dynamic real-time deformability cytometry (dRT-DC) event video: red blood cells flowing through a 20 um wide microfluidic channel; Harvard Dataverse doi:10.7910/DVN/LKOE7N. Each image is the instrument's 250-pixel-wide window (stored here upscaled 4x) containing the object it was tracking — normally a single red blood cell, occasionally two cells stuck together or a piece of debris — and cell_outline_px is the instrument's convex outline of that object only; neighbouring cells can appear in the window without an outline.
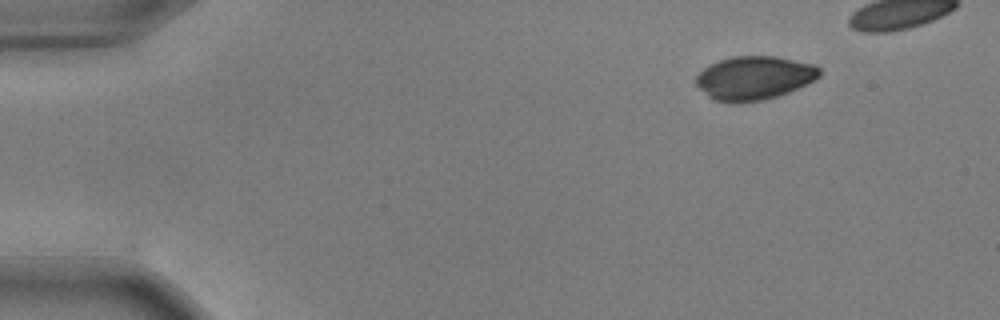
{"species": "common noctule bat (a hibernating species)", "species_latin": "Nyctalus noctula", "temperature_condition": "warm", "stored_images_in_passage": 42, "camera_frame_rate_fps": 3000, "um_per_image_px": 0.085, "animal": {"sex": "male", "body_mass_g": 17.9, "forearm_length_mm": 54.2}, "frame": {"image": 1, "passage_image": 1, "time_ms": 0.0, "image_size_px": [1000, 320], "cell_outline_px": [[820, 76], [788, 92], [764, 100], [736, 104], [728, 104], [712, 100], [696, 84], [696, 76], [708, 64], [732, 56], [772, 56], [816, 64], [820, 68]], "centroid_in_image_um": [64.06, 6.64], "position_along_channel_um": 20.9, "area_um2": 31.5}}
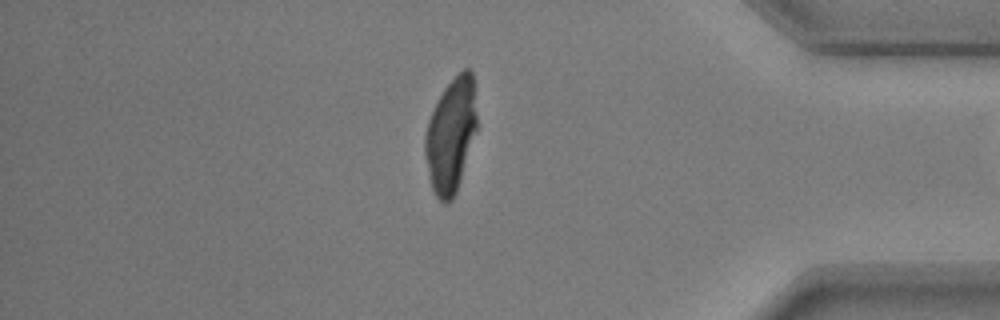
{"frame": {"image": 2, "passage_image": 41, "time_ms": 13.333, "image_size_px": [1000, 320], "cell_outline_px": [[476, 128], [460, 180], [456, 192], [452, 200], [448, 204], [444, 204], [432, 192], [424, 152], [424, 140], [428, 120], [444, 88], [464, 68], [468, 68], [472, 72], [476, 116]], "centroid_in_image_um": [38.29, 11.54], "position_along_channel_um": 396.9, "area_um2": 33.93}}